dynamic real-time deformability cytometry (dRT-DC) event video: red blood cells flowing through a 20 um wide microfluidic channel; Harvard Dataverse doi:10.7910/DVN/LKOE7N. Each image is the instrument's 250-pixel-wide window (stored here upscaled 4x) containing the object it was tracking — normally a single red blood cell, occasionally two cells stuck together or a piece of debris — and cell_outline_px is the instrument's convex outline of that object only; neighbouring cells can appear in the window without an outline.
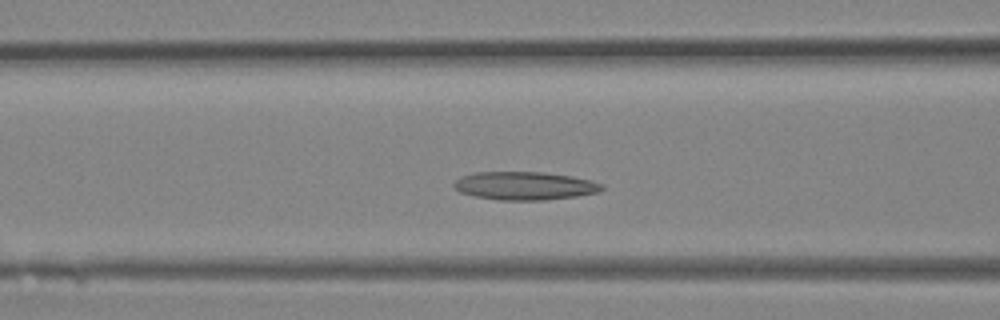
{"species": "Egyptian fruit bat (a non-hibernating species)", "species_latin": "Rousettus aegyptiacus", "temperature_condition": "room temperature", "stored_images_in_passage": 9, "camera_frame_rate_fps": 3000, "um_per_image_px": 0.085, "animal": {"sex": "female"}, "frame": {"image": 1, "passage_image": 6, "time_ms": 1.667, "image_size_px": [1000, 320], "cell_outline_px": [[604, 188], [600, 192], [576, 196], [544, 200], [496, 200], [472, 196], [460, 192], [452, 184], [460, 176], [476, 172], [544, 172], [572, 176], [592, 180], [604, 184]], "centroid_in_image_um": [44.61, 15.79], "position_along_channel_um": 122.0, "area_um2": 24.57}}
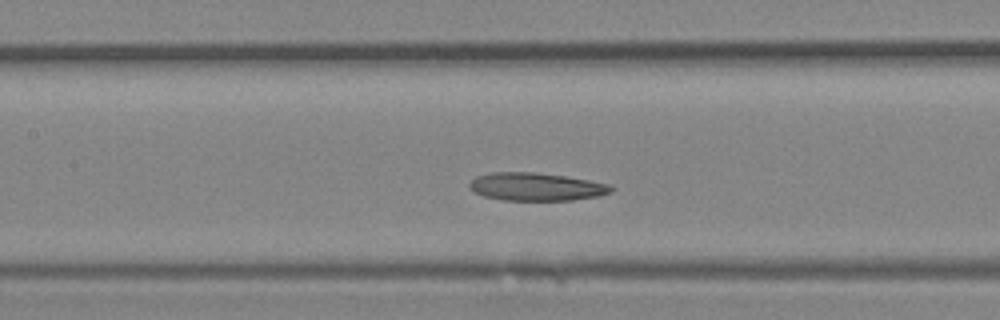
{"frame": {"image": 2, "passage_image": 8, "time_ms": 2.333, "image_size_px": [1000, 320], "cell_outline_px": [[616, 188], [612, 192], [600, 196], [572, 200], [504, 200], [484, 196], [476, 192], [468, 184], [476, 176], [492, 172], [536, 172], [564, 176], [612, 184]], "centroid_in_image_um": [45.65, 15.87], "position_along_channel_um": 161.8, "area_um2": 23.12}}